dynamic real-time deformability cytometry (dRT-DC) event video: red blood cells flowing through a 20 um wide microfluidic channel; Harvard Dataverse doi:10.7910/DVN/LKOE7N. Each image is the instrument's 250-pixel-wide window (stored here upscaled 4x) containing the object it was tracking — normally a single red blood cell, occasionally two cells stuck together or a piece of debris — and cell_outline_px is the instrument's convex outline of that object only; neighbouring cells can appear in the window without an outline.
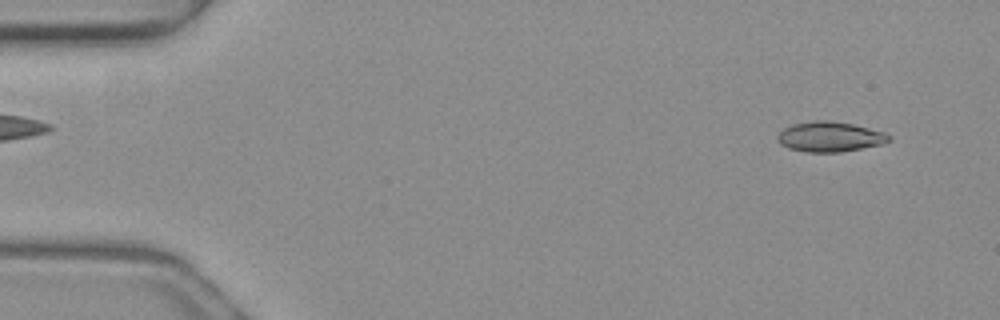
{"species": "common noctule bat (a hibernating species)", "species_latin": "Nyctalus noctula", "temperature_condition": "warm", "stored_images_in_passage": 50, "camera_frame_rate_fps": 3000, "um_per_image_px": 0.085, "animal": {"sex": "female", "body_mass_g": 19.3, "forearm_length_mm": 54.1}, "frame": {"image": 1, "passage_image": 3, "time_ms": 0.667, "image_size_px": [1000, 320], "cell_outline_px": [[892, 140], [884, 144], [840, 152], [808, 152], [788, 148], [780, 144], [776, 140], [776, 136], [784, 128], [792, 124], [816, 120], [828, 120], [852, 124], [884, 132], [892, 136]], "centroid_in_image_um": [70.54, 11.63], "position_along_channel_um": 14.5, "area_um2": 19.65}}
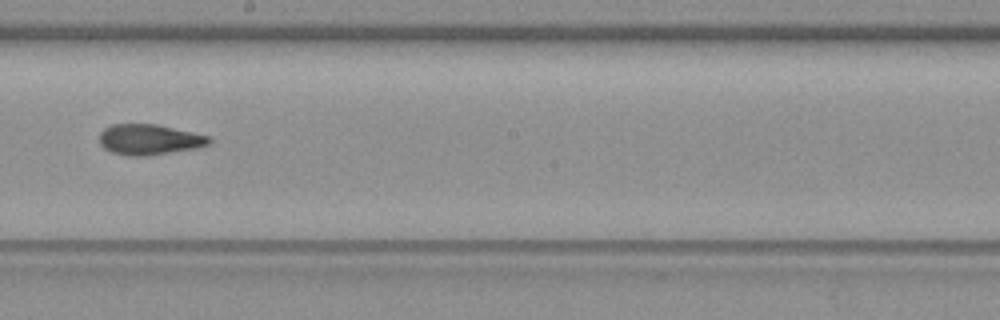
{"frame": {"image": 2, "passage_image": 28, "time_ms": 9.0, "image_size_px": [1000, 320], "cell_outline_px": [[212, 140], [208, 144], [196, 148], [144, 156], [128, 156], [112, 152], [104, 148], [100, 144], [100, 132], [104, 128], [112, 124], [156, 124], [208, 136]], "centroid_in_image_um": [12.64, 11.86], "position_along_channel_um": 235.6, "area_um2": 19.31}}
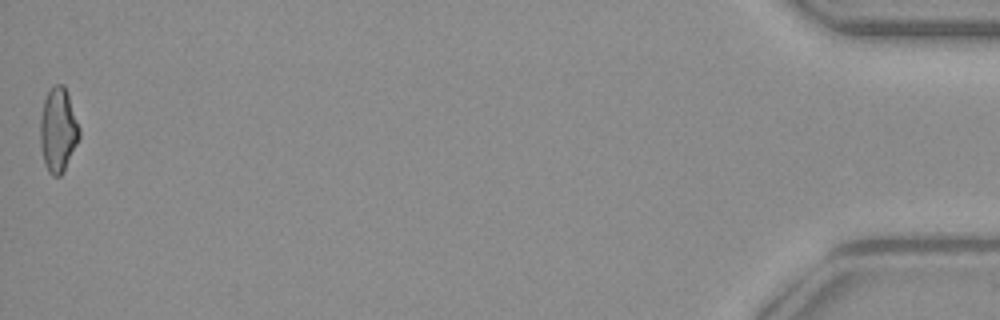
{"frame": {"image": 3, "passage_image": 50, "time_ms": 16.333, "image_size_px": [1000, 320], "cell_outline_px": [[80, 136], [64, 172], [60, 176], [52, 176], [48, 172], [44, 164], [40, 144], [40, 120], [44, 100], [48, 92], [56, 84], [64, 84], [80, 128]], "centroid_in_image_um": [4.94, 11.09], "position_along_channel_um": 430.3, "area_um2": 19.19}, "authors_computed_cell_mechanics": {"area_um2": 19.2185, "velocity_mm_per_s": 4.0446, "shape_relaxation_time_tau1_ms": 8.2148, "shape_relaxation_time_tau2_ms": 2.6449, "deformation_change_tau1": 0.1891, "deformation_change_tau2": 0.1084}}